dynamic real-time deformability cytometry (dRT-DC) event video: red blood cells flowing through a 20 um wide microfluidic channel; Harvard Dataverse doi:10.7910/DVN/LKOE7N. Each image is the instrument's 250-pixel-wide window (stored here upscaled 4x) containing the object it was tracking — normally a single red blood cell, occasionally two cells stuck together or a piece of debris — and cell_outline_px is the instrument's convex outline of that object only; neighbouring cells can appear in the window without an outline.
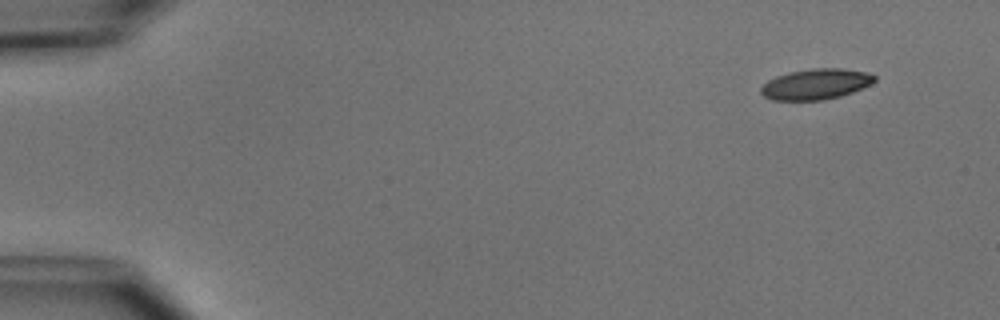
{"species": "common noctule bat (a hibernating species)", "species_latin": "Nyctalus noctula", "temperature_condition": "cold", "stored_images_in_passage": 4, "camera_frame_rate_fps": 3000, "um_per_image_px": 0.085, "animal": {"sex": "male", "body_mass_g": 15.6}, "frame": {"image": 1, "passage_image": 1, "time_ms": 0.0, "image_size_px": [1000, 320], "cell_outline_px": [[876, 80], [852, 92], [840, 96], [824, 100], [772, 100], [764, 96], [760, 92], [760, 88], [768, 80], [776, 76], [788, 72], [812, 68], [840, 68], [864, 72], [876, 76]], "centroid_in_image_um": [69.29, 7.15], "position_along_channel_um": 15.7, "area_um2": 20.11}}
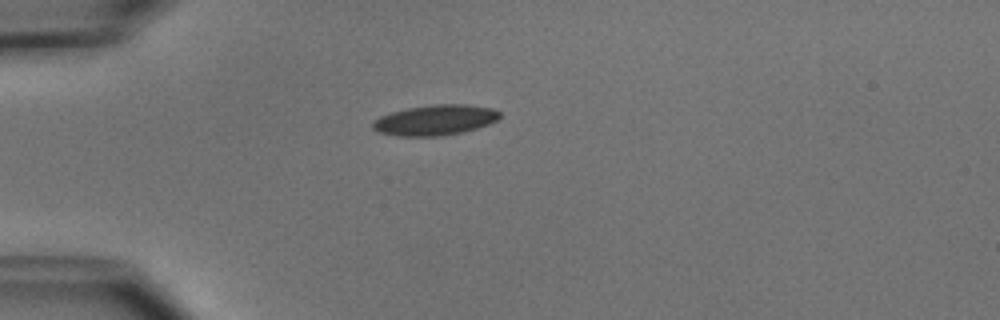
{"frame": {"image": 2, "passage_image": 4, "time_ms": 3.333, "image_size_px": [1000, 320], "cell_outline_px": [[500, 116], [496, 120], [488, 124], [464, 132], [440, 136], [396, 136], [376, 132], [372, 128], [372, 124], [380, 116], [392, 112], [408, 108], [432, 104], [464, 104], [492, 108], [500, 112]], "centroid_in_image_um": [36.97, 10.21], "position_along_channel_um": 48.0, "area_um2": 22.48}}